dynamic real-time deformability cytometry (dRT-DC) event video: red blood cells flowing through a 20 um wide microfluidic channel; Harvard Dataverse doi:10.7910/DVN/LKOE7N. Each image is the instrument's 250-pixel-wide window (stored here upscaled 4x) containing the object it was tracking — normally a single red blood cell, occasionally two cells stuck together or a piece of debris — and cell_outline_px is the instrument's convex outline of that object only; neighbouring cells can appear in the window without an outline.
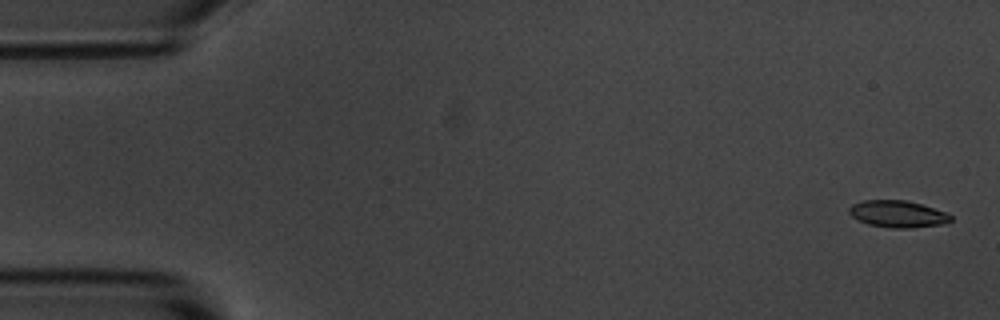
{"species": "common noctule bat (a hibernating species)", "species_latin": "Nyctalus noctula", "temperature_condition": "room temperature", "stored_images_in_passage": 5, "camera_frame_rate_fps": 3000, "um_per_image_px": 0.085, "animal": {"sex": "male", "body_mass_g": 20.1, "forearm_length_mm": 53.5}, "frame": {"image": 1, "passage_image": 1, "time_ms": 0.0, "image_size_px": [1000, 320], "cell_outline_px": [[952, 220], [940, 224], [912, 228], [892, 228], [868, 224], [852, 216], [848, 212], [848, 208], [852, 204], [864, 200], [908, 200], [948, 212], [952, 216]], "centroid_in_image_um": [76.32, 18.18], "position_along_channel_um": 8.7, "area_um2": 15.95}}
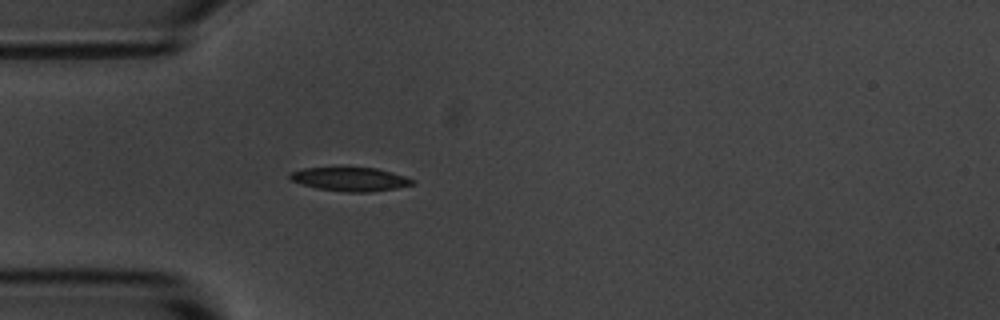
{"frame": {"image": 2, "passage_image": 5, "time_ms": 4.667, "image_size_px": [1000, 320], "cell_outline_px": [[416, 180], [412, 184], [396, 188], [372, 192], [348, 192], [316, 188], [292, 180], [288, 176], [292, 172], [304, 168], [376, 168], [392, 172]], "centroid_in_image_um": [29.8, 15.23], "position_along_channel_um": 55.2, "area_um2": 16.65}}